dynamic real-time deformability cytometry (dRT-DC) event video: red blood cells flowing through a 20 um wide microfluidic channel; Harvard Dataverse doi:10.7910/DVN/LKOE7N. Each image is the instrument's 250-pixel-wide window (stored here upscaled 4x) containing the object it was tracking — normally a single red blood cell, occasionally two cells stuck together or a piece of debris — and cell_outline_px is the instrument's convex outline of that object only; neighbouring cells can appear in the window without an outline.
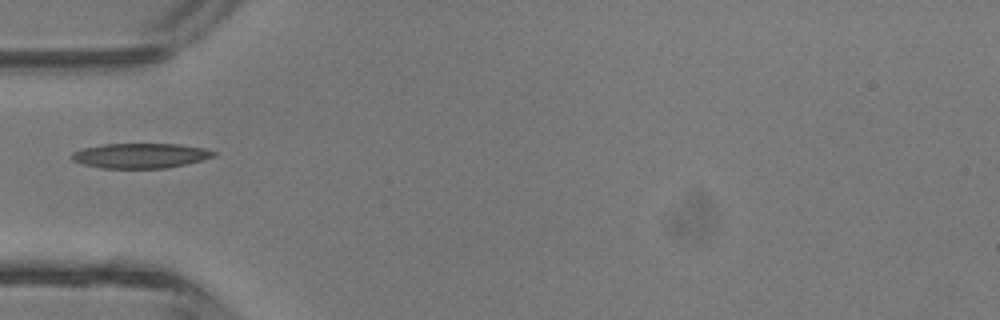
{"species": "common noctule bat (a hibernating species)", "species_latin": "Nyctalus noctula", "temperature_condition": "room temperature", "stored_images_in_passage": 1, "camera_frame_rate_fps": 3000, "um_per_image_px": 0.085, "animal": {"sex": "male", "body_mass_g": 13.3}, "frame": {"image": 1, "passage_image": 1, "time_ms": 0.0, "image_size_px": [1000, 320], "cell_outline_px": [[216, 156], [184, 164], [164, 168], [104, 168], [84, 164], [72, 160], [72, 152], [80, 148], [104, 144], [176, 144], [204, 148], [216, 152]], "centroid_in_image_um": [11.91, 13.22], "position_along_channel_um": 73.1, "area_um2": 20.4}}